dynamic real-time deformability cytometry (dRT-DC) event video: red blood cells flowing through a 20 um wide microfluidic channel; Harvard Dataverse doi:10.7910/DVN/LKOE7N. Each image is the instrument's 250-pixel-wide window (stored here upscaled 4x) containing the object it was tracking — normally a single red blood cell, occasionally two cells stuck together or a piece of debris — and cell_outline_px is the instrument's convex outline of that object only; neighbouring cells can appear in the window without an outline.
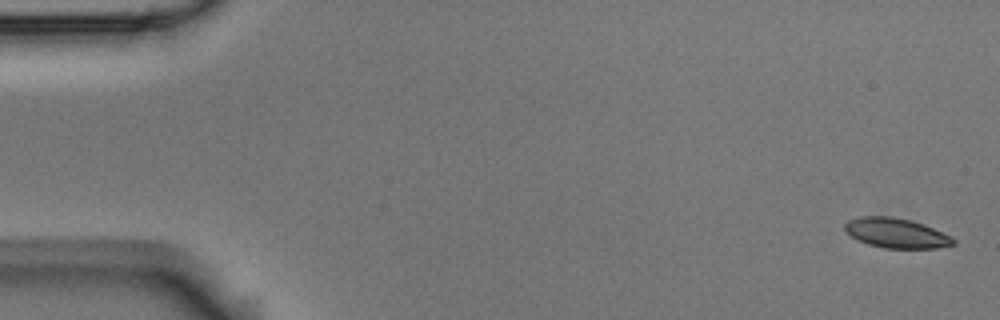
{"species": "Egyptian fruit bat (a non-hibernating species)", "species_latin": "Rousettus aegyptiacus", "temperature_condition": "room temperature", "stored_images_in_passage": 6, "segment_of_instrument_passage": [1, 2], "camera_frame_rate_fps": 3000, "um_per_image_px": 0.085, "animal": {"sex": "male"}, "frame": {"image": 1, "passage_image": 1, "time_ms": 0.0, "image_size_px": [1000, 320], "cell_outline_px": [[956, 244], [936, 248], [884, 248], [868, 244], [852, 236], [844, 228], [844, 224], [848, 220], [860, 216], [892, 216], [924, 224], [952, 236], [956, 240]], "centroid_in_image_um": [76.21, 19.81], "position_along_channel_um": 8.8, "area_um2": 18.79}}